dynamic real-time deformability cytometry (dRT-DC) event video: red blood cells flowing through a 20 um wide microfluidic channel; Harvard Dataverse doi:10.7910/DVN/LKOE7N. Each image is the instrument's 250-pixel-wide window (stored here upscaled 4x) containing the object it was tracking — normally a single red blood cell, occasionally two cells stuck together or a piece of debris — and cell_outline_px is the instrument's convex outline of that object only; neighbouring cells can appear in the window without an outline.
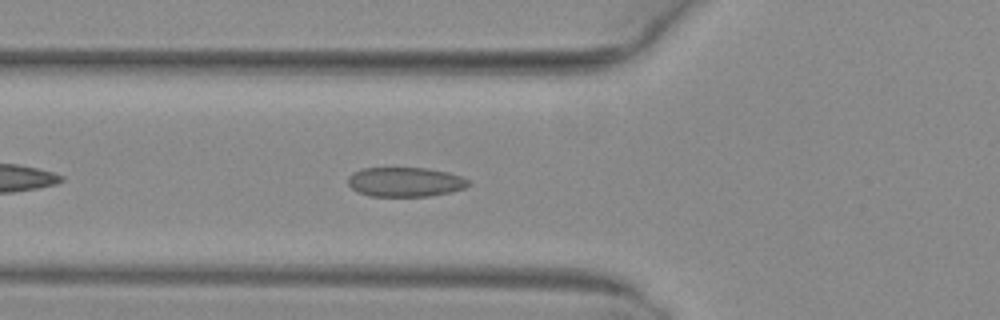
{"species": "common noctule bat (a hibernating species)", "species_latin": "Nyctalus noctula", "temperature_condition": "warm", "stored_images_in_passage": 33, "camera_frame_rate_fps": 3000, "um_per_image_px": 0.085, "animal": {"sex": "female", "body_mass_g": 29.2, "forearm_length_mm": 56.3}, "frame": {"image": 1, "passage_image": 6, "time_ms": 1.667, "image_size_px": [1000, 320], "cell_outline_px": [[472, 184], [464, 188], [452, 192], [428, 196], [368, 196], [352, 188], [348, 184], [348, 176], [352, 172], [360, 168], [428, 168], [448, 172], [460, 176], [468, 180]], "centroid_in_image_um": [34.44, 15.46], "position_along_channel_um": 91.4, "area_um2": 20.81}}
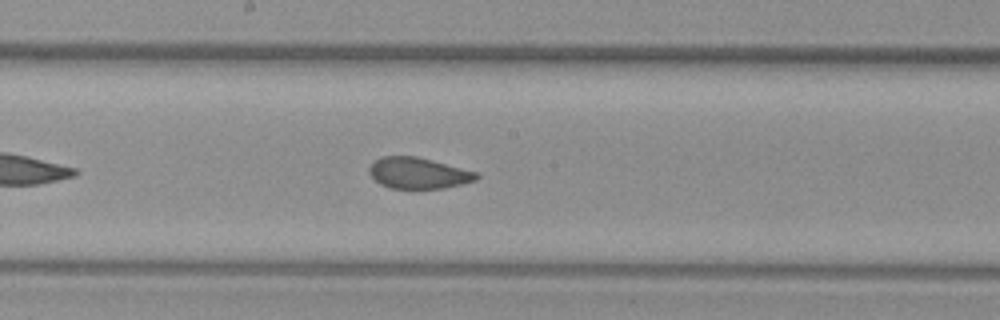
{"frame": {"image": 2, "passage_image": 15, "time_ms": 4.667, "image_size_px": [1000, 320], "cell_outline_px": [[480, 176], [476, 180], [444, 188], [392, 188], [380, 184], [368, 172], [368, 168], [376, 160], [384, 156], [416, 156], [432, 160], [476, 172]], "centroid_in_image_um": [35.55, 14.71], "position_along_channel_um": 212.7, "area_um2": 19.13}}
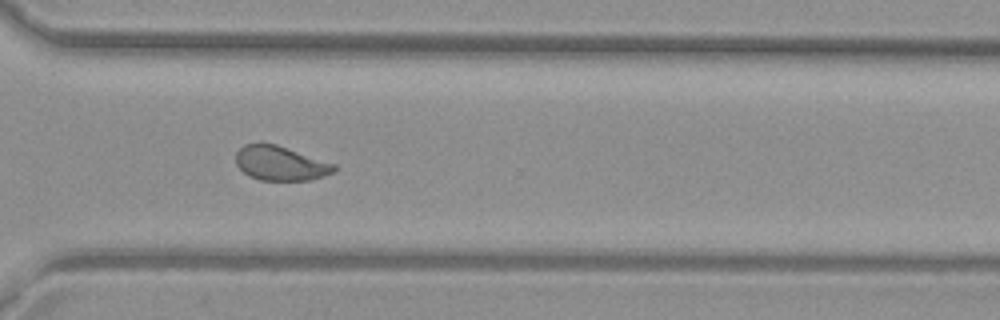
{"frame": {"image": 3, "passage_image": 25, "time_ms": 8.0, "image_size_px": [1000, 320], "cell_outline_px": [[336, 168], [332, 172], [324, 176], [312, 180], [260, 180], [248, 176], [236, 164], [236, 152], [244, 144], [276, 144], [336, 164]], "centroid_in_image_um": [23.84, 13.89], "position_along_channel_um": 346.8, "area_um2": 19.59}, "authors_computed_cell_mechanics": {"area_um2": 20.23, "velocity_mm_per_s": 4.0274, "shape_relaxation_time_tau1_ms": 11.2011, "shape_relaxation_time_tau2_ms": 0.8267, "deformation_change_tau1": 0.2148, "deformation_change_tau2": 0.052}}